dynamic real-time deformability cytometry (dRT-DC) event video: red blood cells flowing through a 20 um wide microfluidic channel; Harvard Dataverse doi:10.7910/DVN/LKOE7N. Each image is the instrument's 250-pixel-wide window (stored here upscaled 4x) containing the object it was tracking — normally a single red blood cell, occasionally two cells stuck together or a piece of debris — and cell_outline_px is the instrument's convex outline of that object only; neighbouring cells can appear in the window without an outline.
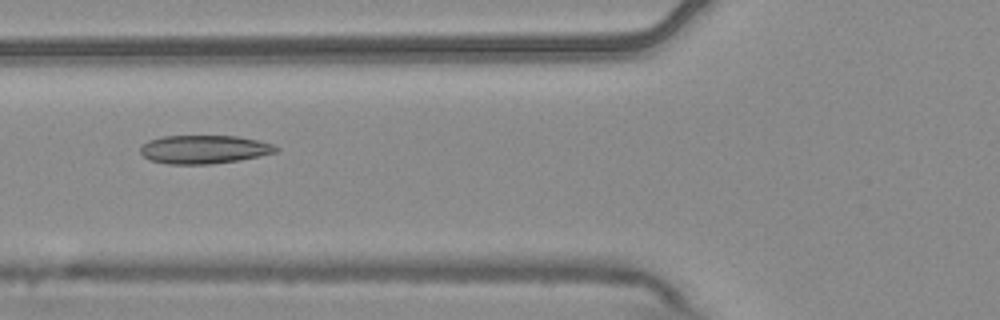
{"species": "common noctule bat (a hibernating species)", "species_latin": "Nyctalus noctula", "temperature_condition": "warm", "stored_images_in_passage": 7, "camera_frame_rate_fps": 3000, "um_per_image_px": 0.085, "animal": {"sex": "male", "body_mass_g": 20.4}, "frame": {"image": 1, "passage_image": 6, "time_ms": 1.667, "image_size_px": [1000, 320], "cell_outline_px": [[280, 148], [276, 152], [260, 156], [240, 160], [212, 164], [168, 164], [152, 160], [144, 156], [140, 152], [140, 148], [148, 140], [160, 136], [236, 136], [256, 140], [272, 144]], "centroid_in_image_um": [17.35, 12.7], "position_along_channel_um": 108.5, "area_um2": 22.43}}
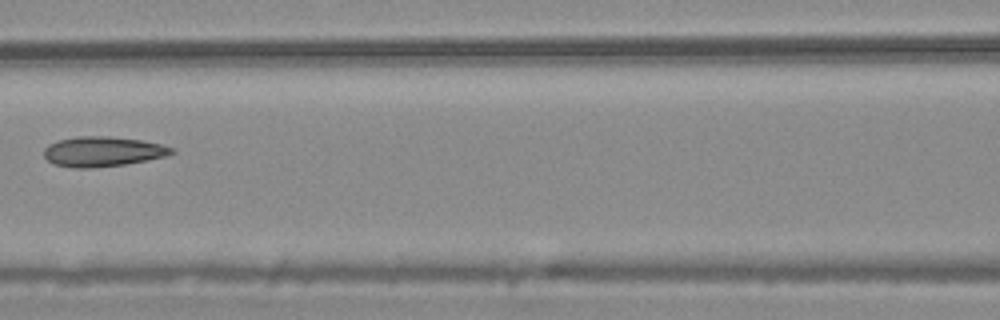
{"frame": {"image": 2, "passage_image": 7, "time_ms": 2.0, "image_size_px": [1000, 320], "cell_outline_px": [[176, 152], [168, 156], [124, 164], [92, 168], [72, 168], [52, 164], [44, 156], [44, 148], [48, 144], [60, 140], [80, 136], [108, 136], [140, 140], [160, 144], [176, 148]], "centroid_in_image_um": [8.74, 12.89], "position_along_channel_um": 157.9, "area_um2": 22.37}}